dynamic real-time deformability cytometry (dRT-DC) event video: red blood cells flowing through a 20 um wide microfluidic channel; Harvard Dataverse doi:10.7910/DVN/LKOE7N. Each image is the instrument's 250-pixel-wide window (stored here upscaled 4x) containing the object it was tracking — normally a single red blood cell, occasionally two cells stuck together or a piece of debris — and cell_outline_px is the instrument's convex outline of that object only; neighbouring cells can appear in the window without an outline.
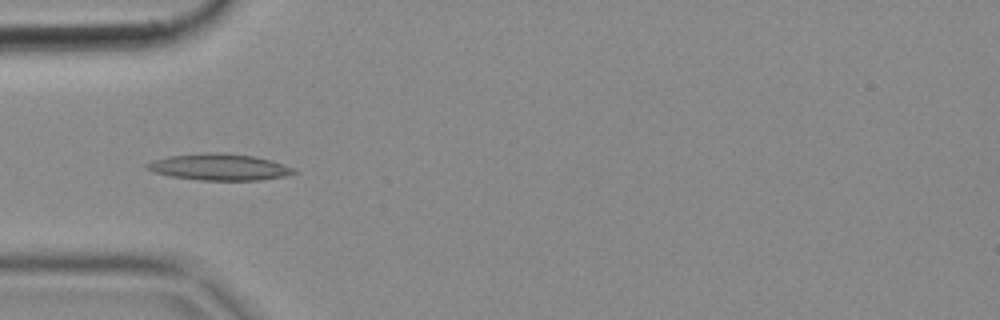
{"species": "common noctule bat (a hibernating species)", "species_latin": "Nyctalus noctula", "temperature_condition": "cold", "stored_images_in_passage": 6, "camera_frame_rate_fps": 3000, "um_per_image_px": 0.085, "animal": {"sex": "female", "body_mass_g": 18.4}, "frame": {"image": 1, "passage_image": 5, "time_ms": 1.333, "image_size_px": [1000, 320], "cell_outline_px": [[300, 172], [284, 176], [256, 180], [200, 180], [172, 176], [152, 172], [144, 168], [144, 164], [152, 160], [168, 156], [212, 152], [256, 156], [272, 160], [296, 168]], "centroid_in_image_um": [18.65, 14.19], "position_along_channel_um": 66.4, "area_um2": 22.77}}
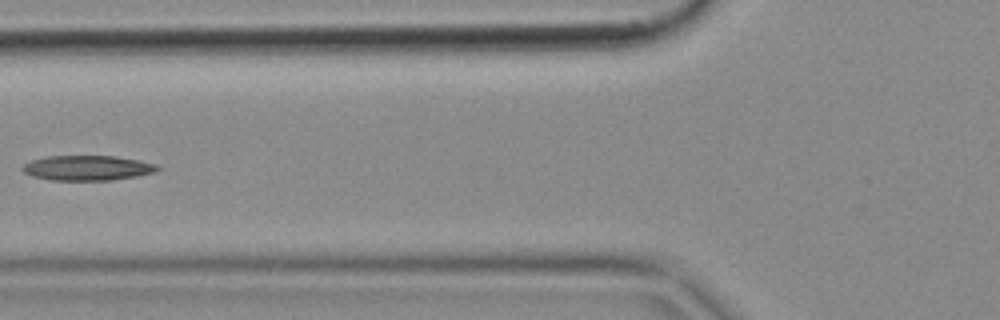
{"frame": {"image": 2, "passage_image": 6, "time_ms": 1.667, "image_size_px": [1000, 320], "cell_outline_px": [[160, 168], [156, 172], [136, 176], [112, 180], [52, 180], [32, 176], [24, 172], [20, 168], [24, 164], [32, 160], [48, 156], [116, 156], [156, 164]], "centroid_in_image_um": [7.42, 14.27], "position_along_channel_um": 118.4, "area_um2": 19.54}}